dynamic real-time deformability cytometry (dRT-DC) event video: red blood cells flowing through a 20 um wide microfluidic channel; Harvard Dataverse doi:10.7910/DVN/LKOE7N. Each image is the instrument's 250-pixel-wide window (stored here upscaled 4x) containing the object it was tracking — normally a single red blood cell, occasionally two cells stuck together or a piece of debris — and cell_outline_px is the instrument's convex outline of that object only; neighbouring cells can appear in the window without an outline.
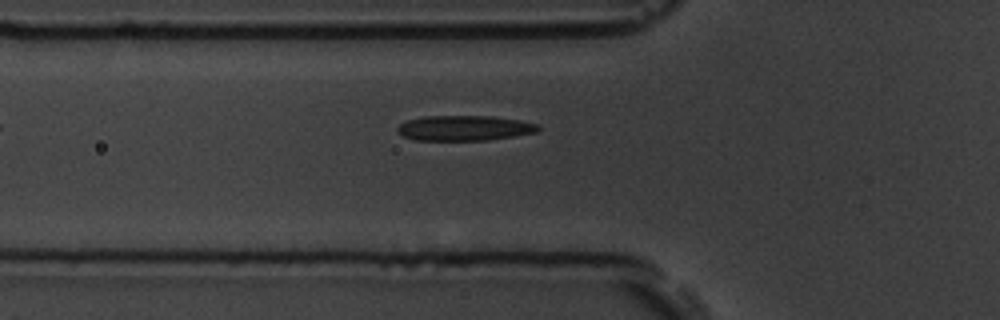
{"species": "common noctule bat (a hibernating species)", "species_latin": "Nyctalus noctula", "temperature_condition": "room temperature", "stored_images_in_passage": 6, "camera_frame_rate_fps": 3000, "um_per_image_px": 0.085, "animal": {"sex": "male", "body_mass_g": 19.5, "forearm_length_mm": 54.6}, "frame": {"image": 1, "passage_image": 6, "time_ms": 6.333, "image_size_px": [1000, 320], "cell_outline_px": [[540, 128], [536, 132], [488, 140], [416, 140], [404, 136], [396, 128], [400, 124], [408, 120], [424, 116], [492, 116], [520, 120], [540, 124]], "centroid_in_image_um": [39.5, 10.88], "position_along_channel_um": 86.3, "area_um2": 20.52}}